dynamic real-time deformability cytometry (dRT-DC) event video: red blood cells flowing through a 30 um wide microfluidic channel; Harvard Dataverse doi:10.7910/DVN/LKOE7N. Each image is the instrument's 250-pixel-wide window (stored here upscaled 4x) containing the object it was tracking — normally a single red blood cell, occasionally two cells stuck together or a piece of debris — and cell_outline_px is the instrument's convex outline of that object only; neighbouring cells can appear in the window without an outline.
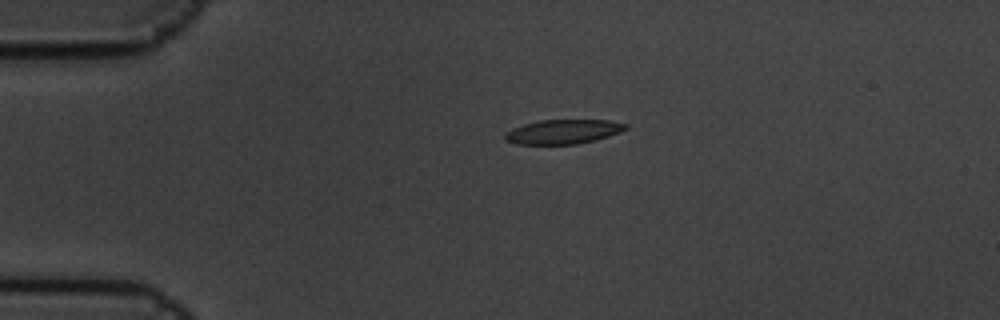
{"species": "common noctule bat (a hibernating species)", "species_latin": "Nyctalus noctula", "temperature_condition": "cold", "stored_images_in_passage": 12, "camera_frame_rate_fps": 3000, "um_per_image_px": 0.085, "animal": {"sex": "male", "body_mass_g": 19.5, "forearm_length_mm": 54.6}, "frame": {"image": 1, "passage_image": 1, "time_ms": 0.0, "image_size_px": [1000, 320], "cell_outline_px": [[628, 128], [620, 132], [596, 140], [576, 144], [516, 144], [504, 140], [504, 136], [512, 128], [524, 124], [540, 120], [608, 120], [628, 124]], "centroid_in_image_um": [47.88, 11.19], "position_along_channel_um": 37.1, "area_um2": 17.11}}
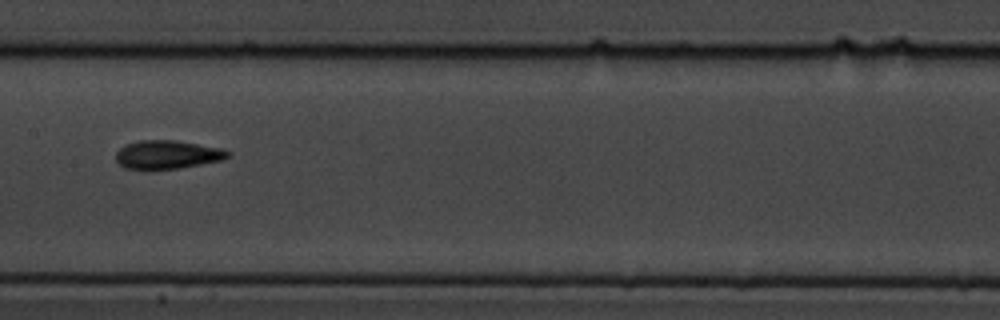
{"frame": {"image": 2, "passage_image": 5, "time_ms": 1.333, "image_size_px": [1000, 320], "cell_outline_px": [[228, 156], [224, 160], [180, 168], [148, 172], [124, 168], [116, 160], [116, 152], [120, 148], [128, 144], [140, 140], [176, 140], [220, 148], [228, 152]], "centroid_in_image_um": [14.17, 13.18], "position_along_channel_um": 193.2, "area_um2": 19.02}}
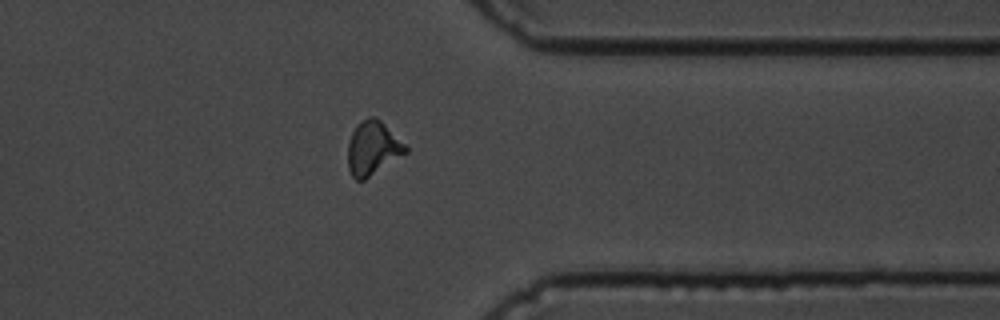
{"frame": {"image": 3, "passage_image": 10, "time_ms": 3.0, "image_size_px": [1000, 320], "cell_outline_px": [[408, 152], [364, 180], [356, 180], [352, 176], [348, 168], [348, 144], [352, 132], [368, 116], [372, 116], [380, 120], [408, 148]], "centroid_in_image_um": [31.68, 12.63], "position_along_channel_um": 379.7, "area_um2": 17.69}}